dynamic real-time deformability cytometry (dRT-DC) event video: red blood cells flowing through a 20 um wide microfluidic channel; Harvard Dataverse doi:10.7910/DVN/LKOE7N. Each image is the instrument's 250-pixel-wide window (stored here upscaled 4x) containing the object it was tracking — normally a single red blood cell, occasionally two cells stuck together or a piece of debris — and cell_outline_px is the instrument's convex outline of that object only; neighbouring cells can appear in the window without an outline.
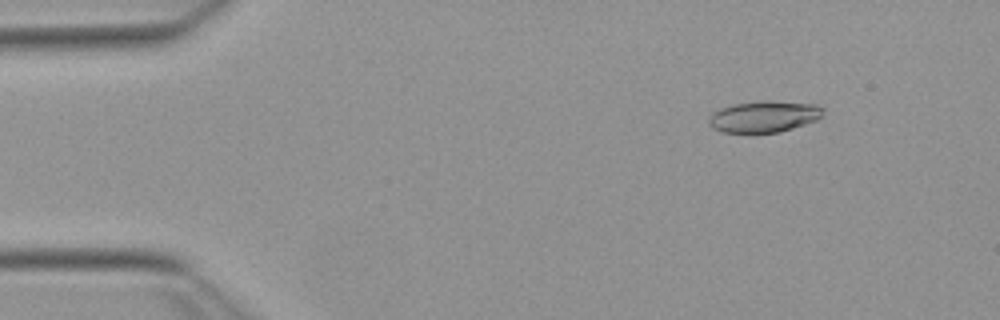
{"species": "Egyptian fruit bat (a non-hibernating species)", "species_latin": "Rousettus aegyptiacus", "temperature_condition": "warm", "stored_images_in_passage": 49, "camera_frame_rate_fps": 3000, "um_per_image_px": 0.085, "animal": {"sex": "female"}, "frame": {"image": 1, "passage_image": 2, "time_ms": 0.333, "image_size_px": [1000, 320], "cell_outline_px": [[824, 116], [816, 120], [780, 132], [724, 132], [712, 128], [708, 124], [708, 120], [712, 112], [720, 108], [732, 104], [756, 100], [768, 100], [816, 104], [824, 108]], "centroid_in_image_um": [64.94, 9.88], "position_along_channel_um": 20.1, "area_um2": 21.15}}
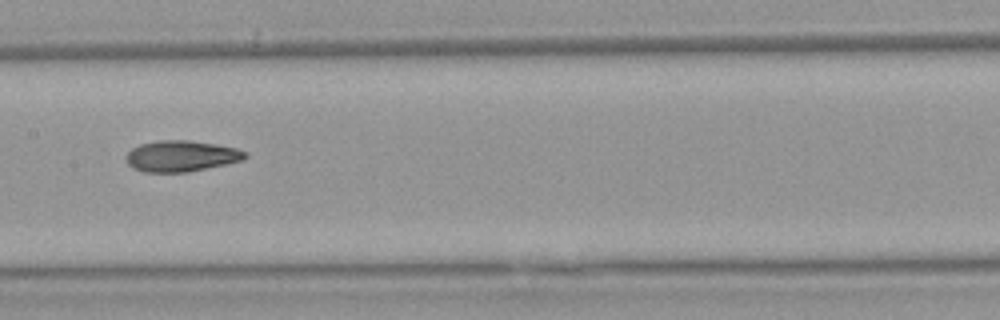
{"frame": {"image": 2, "passage_image": 22, "time_ms": 7.0, "image_size_px": [1000, 320], "cell_outline_px": [[248, 156], [240, 160], [224, 164], [188, 172], [144, 172], [132, 168], [128, 164], [124, 156], [132, 148], [140, 144], [160, 140], [188, 140], [236, 148], [248, 152]], "centroid_in_image_um": [15.35, 13.27], "position_along_channel_um": 192.0, "area_um2": 21.39}}
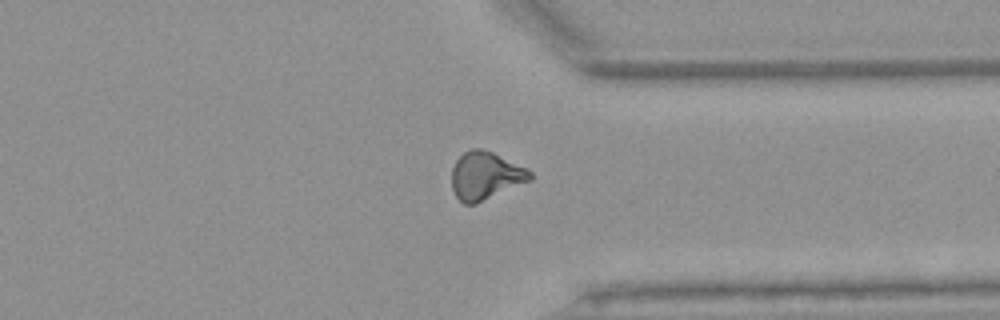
{"frame": {"image": 3, "passage_image": 36, "time_ms": 11.667, "image_size_px": [1000, 320], "cell_outline_px": [[532, 180], [476, 204], [464, 204], [456, 196], [452, 188], [452, 168], [456, 160], [464, 152], [472, 148], [480, 148], [492, 152], [532, 172]], "centroid_in_image_um": [41.25, 14.95], "position_along_channel_um": 370.2, "area_um2": 21.68}, "authors_computed_cell_mechanics": {"area_um2": 21.2704, "velocity_mm_per_s": 3.8677, "shape_relaxation_time_tau1_ms": null, "shape_relaxation_time_tau2_ms": 2.2951, "deformation_change_tau1": null, "deformation_change_tau2": 0.0966}}